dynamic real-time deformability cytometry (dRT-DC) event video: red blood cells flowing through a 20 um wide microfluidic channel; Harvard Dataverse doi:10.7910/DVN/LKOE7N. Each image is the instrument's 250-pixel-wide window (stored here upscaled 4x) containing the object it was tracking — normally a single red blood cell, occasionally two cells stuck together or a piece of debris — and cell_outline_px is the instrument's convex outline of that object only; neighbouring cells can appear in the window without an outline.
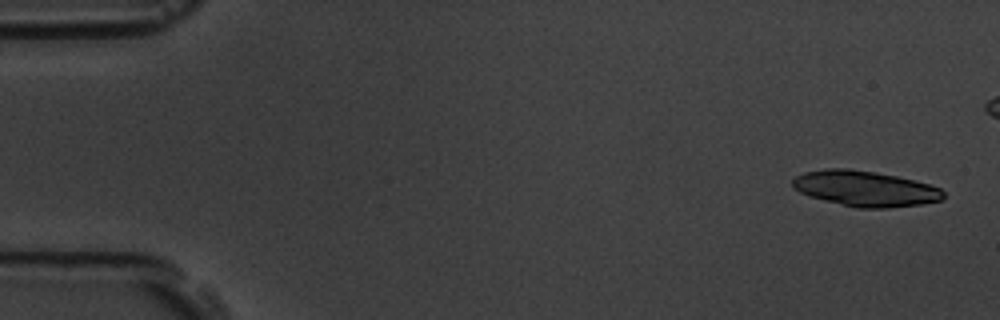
{"species": "common noctule bat (a hibernating species)", "species_latin": "Nyctalus noctula", "temperature_condition": "room temperature", "stored_images_in_passage": 6, "camera_frame_rate_fps": 3000, "um_per_image_px": 0.085, "animal": {"sex": "male", "body_mass_g": 19.5, "forearm_length_mm": 54.6}, "frame": {"image": 1, "passage_image": 1, "time_ms": 0.0, "image_size_px": [1000, 320], "cell_outline_px": [[944, 200], [920, 204], [888, 208], [856, 208], [808, 196], [792, 188], [792, 180], [796, 176], [804, 172], [824, 168], [848, 168], [876, 172], [896, 176], [928, 184], [940, 188], [944, 192]], "centroid_in_image_um": [73.51, 16.03], "position_along_channel_um": 11.5, "area_um2": 31.33}}
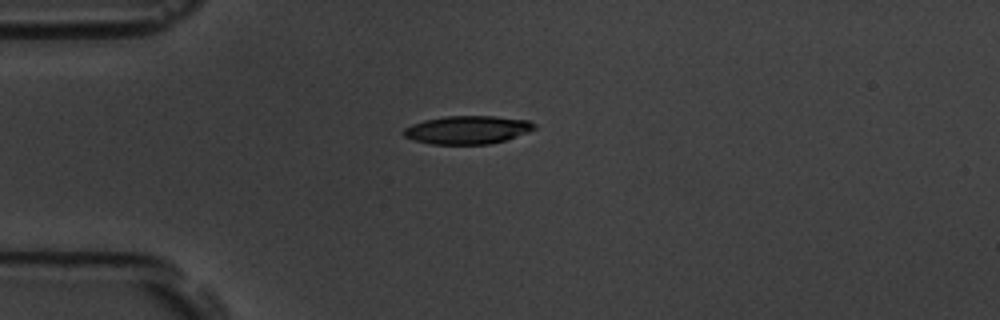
{"frame": {"image": 2, "passage_image": 6, "time_ms": 1.667, "image_size_px": [1000, 320], "cell_outline_px": [[536, 128], [528, 132], [504, 140], [488, 144], [432, 144], [412, 140], [404, 136], [400, 132], [404, 128], [412, 124], [424, 120], [444, 116], [496, 116], [528, 120], [536, 124]], "centroid_in_image_um": [39.7, 11.03], "position_along_channel_um": 45.3, "area_um2": 21.56}}